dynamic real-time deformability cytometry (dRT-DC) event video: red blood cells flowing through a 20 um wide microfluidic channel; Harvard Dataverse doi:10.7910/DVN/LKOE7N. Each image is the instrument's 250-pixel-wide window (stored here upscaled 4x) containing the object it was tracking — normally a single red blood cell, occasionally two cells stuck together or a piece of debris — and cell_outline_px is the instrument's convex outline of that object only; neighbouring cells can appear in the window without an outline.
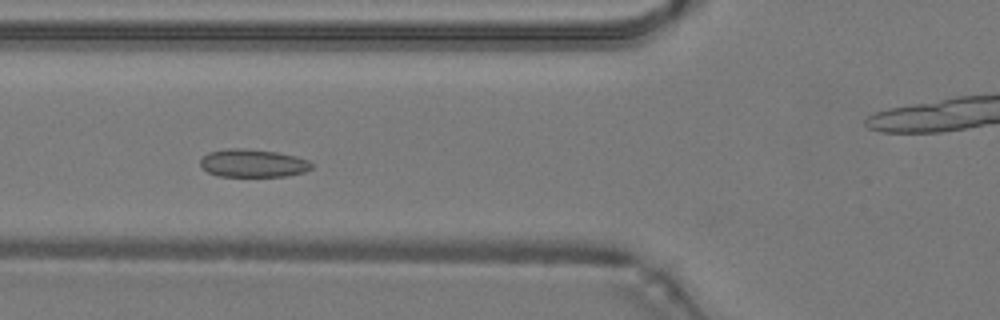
{"species": "common noctule bat (a hibernating species)", "species_latin": "Nyctalus noctula", "temperature_condition": "warm", "stored_images_in_passage": 46, "camera_frame_rate_fps": 3000, "um_per_image_px": 0.085, "animal": {"sex": "male", "body_mass_g": 19.2, "forearm_length_mm": 51.8}, "frame": {"image": 1, "passage_image": 15, "time_ms": 4.667, "image_size_px": [1000, 320], "cell_outline_px": [[312, 168], [304, 172], [284, 176], [220, 176], [208, 172], [200, 164], [200, 160], [208, 152], [228, 148], [240, 148], [276, 152], [296, 156], [308, 160], [312, 164]], "centroid_in_image_um": [21.5, 13.87], "position_along_channel_um": 104.3, "area_um2": 17.98}}
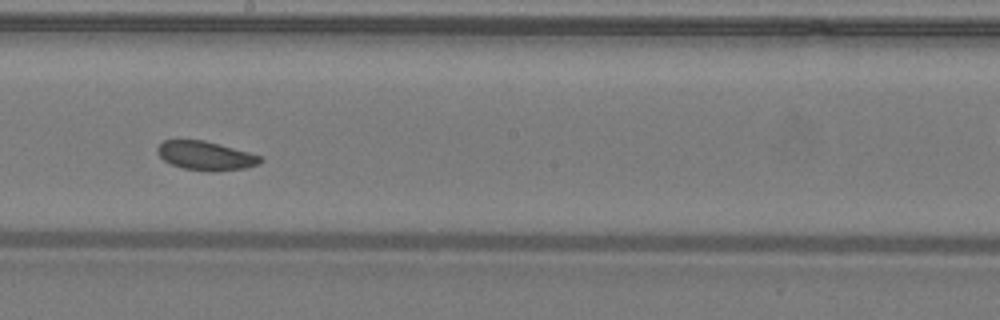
{"frame": {"image": 2, "passage_image": 24, "time_ms": 7.667, "image_size_px": [1000, 320], "cell_outline_px": [[264, 160], [260, 164], [244, 168], [212, 172], [184, 168], [172, 164], [164, 160], [156, 152], [156, 148], [164, 140], [204, 140], [248, 152], [260, 156]], "centroid_in_image_um": [17.48, 13.24], "position_along_channel_um": 230.7, "area_um2": 17.22}}
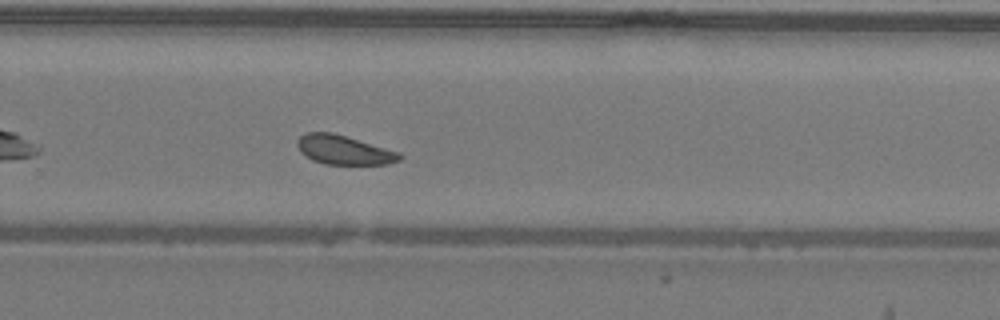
{"frame": {"image": 3, "passage_image": 29, "time_ms": 9.333, "image_size_px": [1000, 320], "cell_outline_px": [[404, 156], [400, 160], [388, 164], [324, 164], [312, 160], [300, 152], [296, 144], [296, 140], [304, 132], [332, 132], [400, 152]], "centroid_in_image_um": [29.21, 12.74], "position_along_channel_um": 300.6, "area_um2": 17.51}, "authors_computed_cell_mechanics": {"area_um2": 18.0914, "velocity_mm_per_s": 4.2088, "shape_relaxation_time_tau1_ms": 4.7492, "shape_relaxation_time_tau2_ms": 5.8128, "deformation_change_tau1": 0.058, "deformation_change_tau2": 0.0906}}